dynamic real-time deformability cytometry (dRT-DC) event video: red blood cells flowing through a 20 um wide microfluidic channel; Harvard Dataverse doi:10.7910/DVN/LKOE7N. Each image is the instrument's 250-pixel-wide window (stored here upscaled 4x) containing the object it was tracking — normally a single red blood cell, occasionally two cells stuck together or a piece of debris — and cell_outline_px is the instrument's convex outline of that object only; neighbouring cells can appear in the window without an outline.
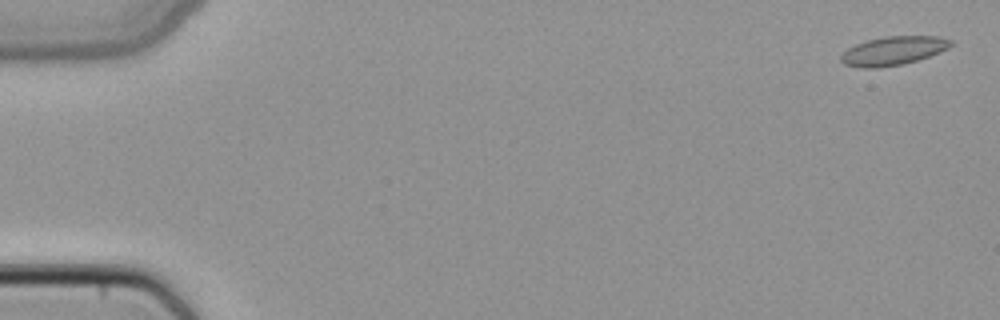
{"species": "common noctule bat (a hibernating species)", "species_latin": "Nyctalus noctula", "temperature_condition": "cold", "stored_images_in_passage": 5, "camera_frame_rate_fps": 3000, "um_per_image_px": 0.085, "animal": {"sex": "female", "body_mass_g": 22.7, "forearm_length_mm": 54.2}, "frame": {"image": 1, "passage_image": 1, "time_ms": 0.0, "image_size_px": [1000, 320], "cell_outline_px": [[952, 44], [948, 48], [928, 56], [904, 64], [876, 68], [860, 68], [844, 64], [840, 60], [840, 56], [848, 48], [856, 44], [868, 40], [888, 36], [940, 36], [952, 40]], "centroid_in_image_um": [75.91, 4.32], "position_along_channel_um": 9.1, "area_um2": 18.26}}
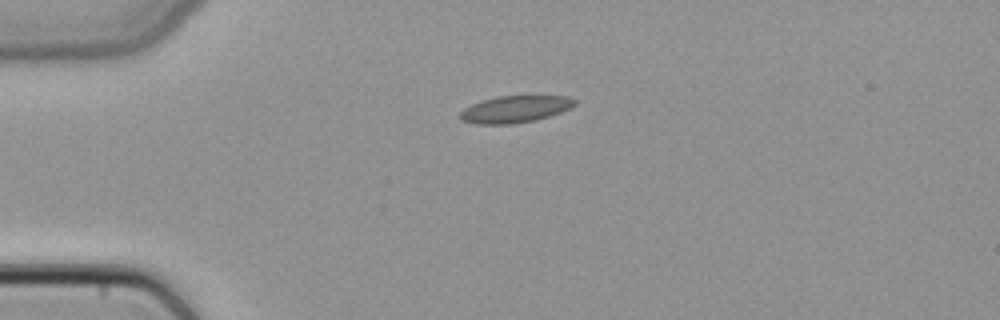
{"frame": {"image": 2, "passage_image": 4, "time_ms": 1.0, "image_size_px": [1000, 320], "cell_outline_px": [[576, 104], [560, 112], [536, 120], [512, 124], [476, 124], [460, 120], [460, 112], [464, 108], [480, 100], [496, 96], [568, 96], [576, 100]], "centroid_in_image_um": [43.74, 9.28], "position_along_channel_um": 41.3, "area_um2": 17.98}}